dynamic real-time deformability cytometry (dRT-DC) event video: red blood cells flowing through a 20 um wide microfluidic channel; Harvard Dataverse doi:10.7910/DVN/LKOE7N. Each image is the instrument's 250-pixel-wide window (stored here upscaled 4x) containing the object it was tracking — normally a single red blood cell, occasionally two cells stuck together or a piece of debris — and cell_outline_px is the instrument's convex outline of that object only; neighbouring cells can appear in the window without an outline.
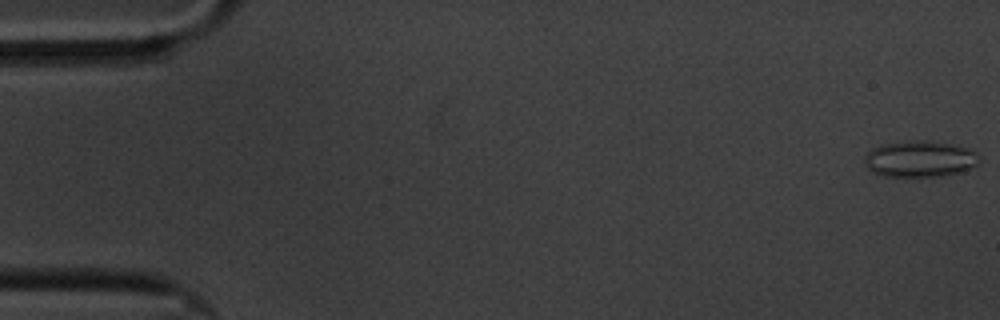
{"species": "common noctule bat (a hibernating species)", "species_latin": "Nyctalus noctula", "temperature_condition": "cold", "stored_images_in_passage": 60, "camera_frame_rate_fps": 3000, "um_per_image_px": 0.085, "animal": {"sex": "male", "body_mass_g": 20.1, "forearm_length_mm": 53.5}, "frame": {"image": 1, "passage_image": 1, "time_ms": 0.0, "image_size_px": [1000, 320], "cell_outline_px": [[980, 164], [964, 172], [940, 176], [884, 176], [868, 168], [864, 164], [864, 156], [872, 148], [880, 144], [912, 140], [928, 140], [952, 144], [968, 148], [976, 152], [980, 160]], "centroid_in_image_um": [78.23, 13.5], "position_along_channel_um": 6.8, "area_um2": 24.57}}
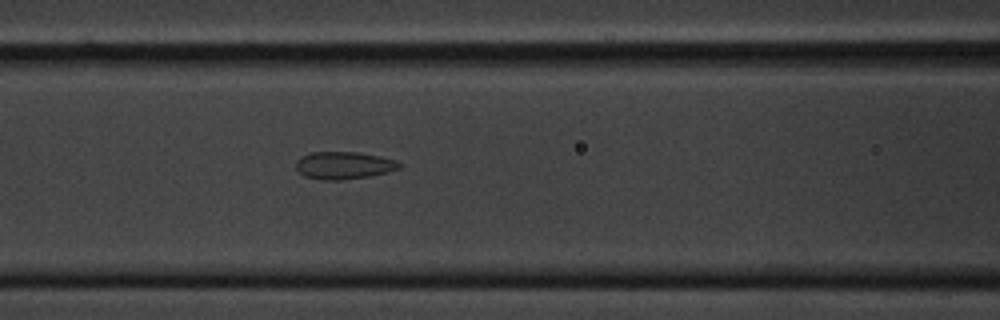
{"frame": {"image": 2, "passage_image": 25, "time_ms": 8.0, "image_size_px": [1000, 320], "cell_outline_px": [[404, 164], [400, 168], [388, 172], [368, 176], [340, 180], [324, 180], [304, 176], [296, 168], [296, 160], [300, 156], [312, 152], [356, 152], [380, 156], [396, 160]], "centroid_in_image_um": [29.24, 14.05], "position_along_channel_um": 137.4, "area_um2": 16.59}}
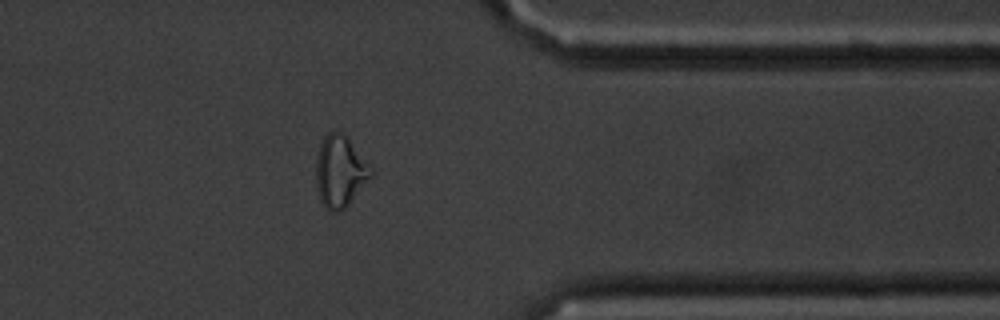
{"frame": {"image": 3, "passage_image": 48, "time_ms": 15.667, "image_size_px": [1000, 320], "cell_outline_px": [[372, 176], [348, 204], [344, 208], [336, 212], [332, 212], [324, 208], [320, 200], [316, 188], [316, 156], [320, 144], [324, 136], [328, 132], [340, 132], [348, 140], [372, 168]], "centroid_in_image_um": [28.86, 14.6], "position_along_channel_um": 382.5, "area_um2": 22.54}, "authors_computed_cell_mechanics": {"area_um2": 19.1896, "velocity_mm_per_s": 3.3445, "shape_relaxation_time_tau1_ms": null, "shape_relaxation_time_tau2_ms": 1.3145, "deformation_change_tau1": null, "deformation_change_tau2": 0.0706}}